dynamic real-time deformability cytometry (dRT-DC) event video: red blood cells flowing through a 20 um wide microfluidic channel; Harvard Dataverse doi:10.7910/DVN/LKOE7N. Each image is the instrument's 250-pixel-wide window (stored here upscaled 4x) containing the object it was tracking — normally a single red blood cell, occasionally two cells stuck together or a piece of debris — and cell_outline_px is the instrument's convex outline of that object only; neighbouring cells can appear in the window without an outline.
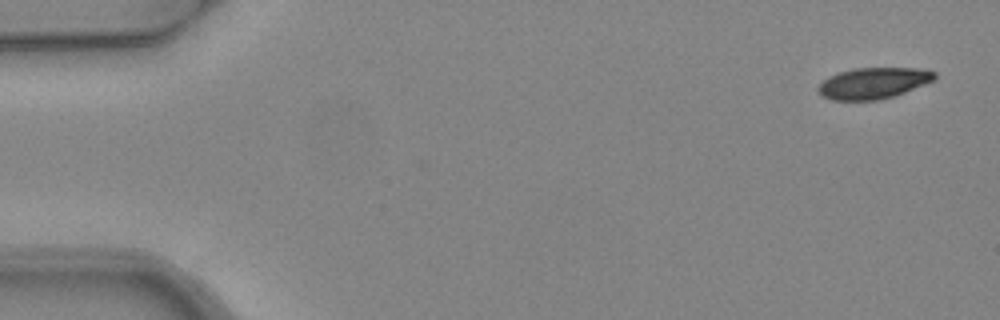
{"species": "common noctule bat (a hibernating species)", "species_latin": "Nyctalus noctula", "temperature_condition": "warm", "stored_images_in_passage": 5, "camera_frame_rate_fps": 3000, "um_per_image_px": 0.085, "animal": {"sex": "female", "body_mass_g": 24.6, "forearm_length_mm": 56.2}, "frame": {"image": 1, "passage_image": 1, "time_ms": 0.0, "image_size_px": [1000, 320], "cell_outline_px": [[936, 80], [904, 92], [880, 100], [832, 100], [820, 96], [816, 88], [824, 80], [840, 72], [856, 68], [920, 68], [936, 72]], "centroid_in_image_um": [74.25, 7.07], "position_along_channel_um": 10.8, "area_um2": 21.1}}
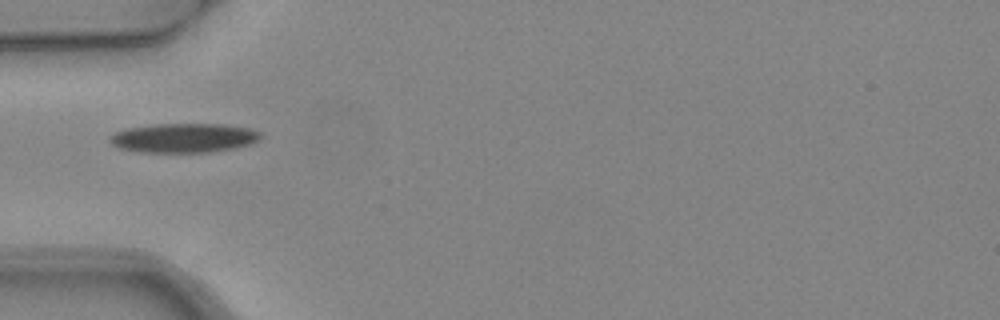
{"frame": {"image": 2, "passage_image": 4, "time_ms": 1.0, "image_size_px": [1000, 320], "cell_outline_px": [[260, 140], [252, 144], [212, 152], [140, 152], [120, 148], [112, 144], [108, 140], [108, 136], [116, 132], [128, 128], [152, 124], [224, 124], [252, 128], [260, 132]], "centroid_in_image_um": [15.64, 11.72], "position_along_channel_um": 69.4, "area_um2": 25.89}}
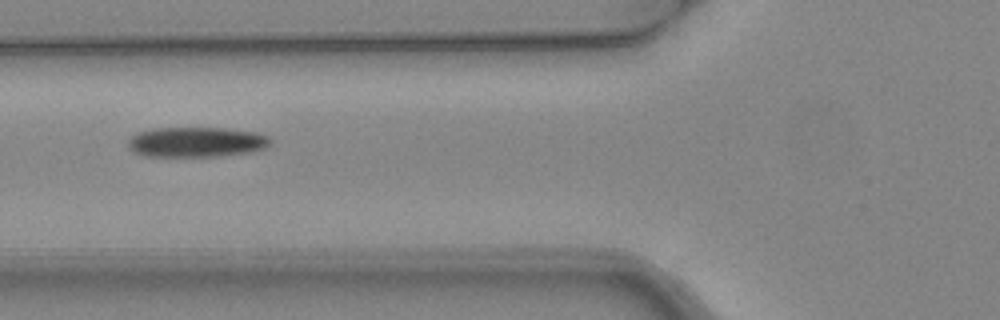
{"frame": {"image": 3, "passage_image": 5, "time_ms": 1.333, "image_size_px": [1000, 320], "cell_outline_px": [[272, 144], [264, 148], [252, 152], [224, 156], [144, 156], [132, 152], [128, 148], [128, 140], [136, 132], [156, 128], [224, 128], [256, 132], [268, 136], [272, 140]], "centroid_in_image_um": [16.7, 12.08], "position_along_channel_um": 109.1, "area_um2": 25.26}}